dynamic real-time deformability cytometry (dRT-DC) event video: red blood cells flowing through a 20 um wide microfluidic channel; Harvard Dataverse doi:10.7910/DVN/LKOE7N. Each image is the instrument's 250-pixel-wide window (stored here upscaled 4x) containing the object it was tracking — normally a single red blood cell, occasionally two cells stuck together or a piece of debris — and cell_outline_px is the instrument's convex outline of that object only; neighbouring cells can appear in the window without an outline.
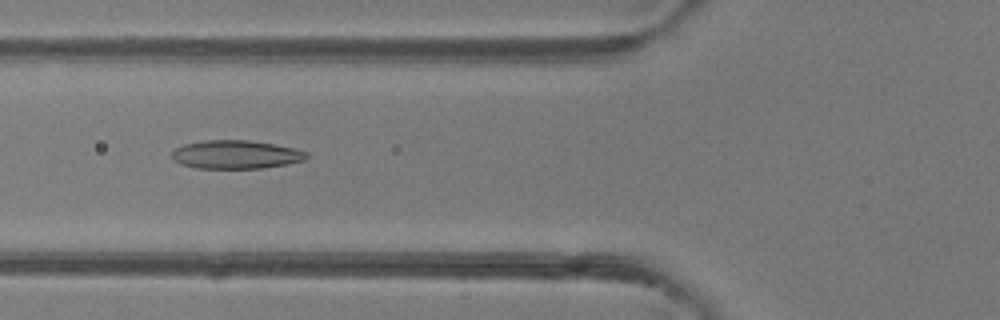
{"species": "common noctule bat (a hibernating species)", "species_latin": "Nyctalus noctula", "temperature_condition": "room temperature", "stored_images_in_passage": 49, "camera_frame_rate_fps": 3000, "um_per_image_px": 0.085, "animal": {"sex": "female"}, "frame": {"image": 1, "passage_image": 19, "time_ms": 6.0, "image_size_px": [1000, 320], "cell_outline_px": [[308, 156], [304, 160], [288, 164], [264, 168], [196, 168], [180, 164], [172, 160], [172, 152], [176, 148], [184, 144], [204, 140], [248, 140], [276, 144], [296, 148], [308, 152]], "centroid_in_image_um": [20.06, 13.13], "position_along_channel_um": 105.7, "area_um2": 22.54}}
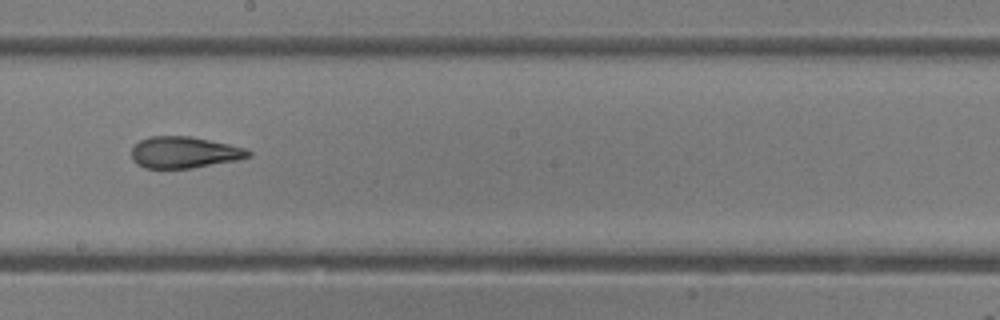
{"frame": {"image": 2, "passage_image": 28, "time_ms": 9.0, "image_size_px": [1000, 320], "cell_outline_px": [[252, 156], [236, 160], [192, 168], [144, 168], [136, 164], [132, 160], [132, 148], [140, 140], [148, 136], [188, 136], [228, 144], [244, 148], [252, 152]], "centroid_in_image_um": [15.63, 12.96], "position_along_channel_um": 232.6, "area_um2": 21.33}}
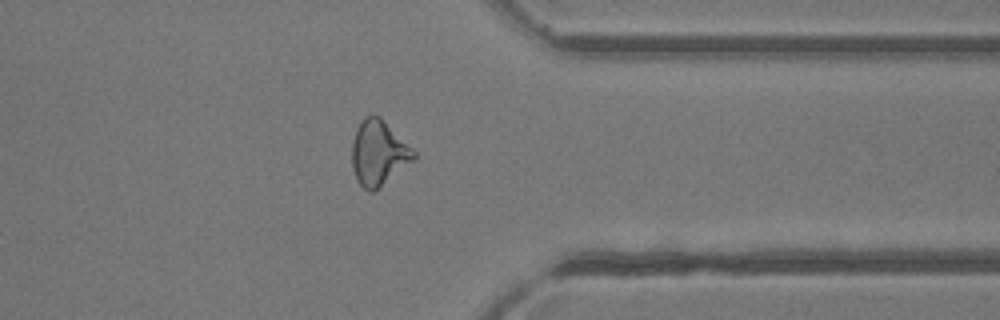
{"frame": {"image": 3, "passage_image": 39, "time_ms": 12.667, "image_size_px": [1000, 320], "cell_outline_px": [[416, 160], [372, 192], [368, 192], [356, 180], [352, 168], [352, 140], [356, 128], [360, 120], [364, 116], [372, 112], [380, 116], [416, 152]], "centroid_in_image_um": [32.16, 12.97], "position_along_channel_um": 379.2, "area_um2": 23.76}, "authors_computed_cell_mechanics": {"area_um2": 23.0044, "velocity_mm_per_s": 4.2166, "shape_relaxation_time_tau1_ms": 10.5098, "shape_relaxation_time_tau2_ms": 2.2824, "deformation_change_tau1": 0.2619, "deformation_change_tau2": 0.1112}}